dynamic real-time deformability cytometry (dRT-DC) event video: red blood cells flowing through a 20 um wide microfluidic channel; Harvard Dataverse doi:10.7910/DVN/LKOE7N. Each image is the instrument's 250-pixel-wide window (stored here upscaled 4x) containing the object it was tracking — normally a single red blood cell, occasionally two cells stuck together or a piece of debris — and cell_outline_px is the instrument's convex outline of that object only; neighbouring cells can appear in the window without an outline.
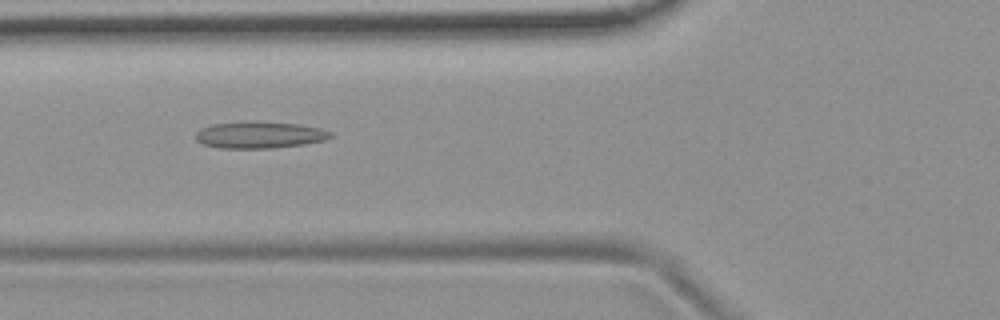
{"species": "common noctule bat (a hibernating species)", "species_latin": "Nyctalus noctula", "temperature_condition": "room temperature", "stored_images_in_passage": 41, "camera_frame_rate_fps": 3000, "um_per_image_px": 0.085, "animal": {"sex": "female", "body_mass_g": 19.9}, "frame": {"image": 1, "passage_image": 7, "time_ms": 2.0, "image_size_px": [1000, 320], "cell_outline_px": [[332, 136], [324, 140], [304, 144], [272, 148], [220, 148], [204, 144], [196, 140], [196, 132], [200, 128], [212, 124], [248, 120], [296, 124], [320, 128], [332, 132]], "centroid_in_image_um": [22.03, 11.45], "position_along_channel_um": 103.8, "area_um2": 21.1}}
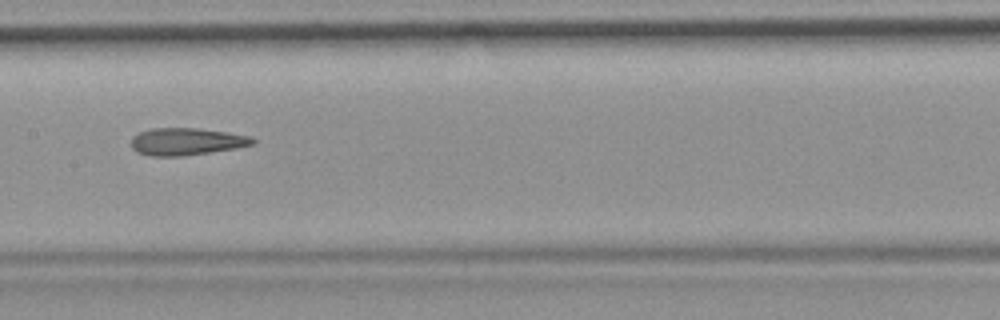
{"frame": {"image": 2, "passage_image": 14, "time_ms": 4.333, "image_size_px": [1000, 320], "cell_outline_px": [[256, 144], [236, 148], [184, 156], [152, 156], [136, 152], [132, 148], [132, 136], [140, 132], [152, 128], [196, 128], [252, 136], [256, 140]], "centroid_in_image_um": [15.86, 12.04], "position_along_channel_um": 191.5, "area_um2": 19.31}}
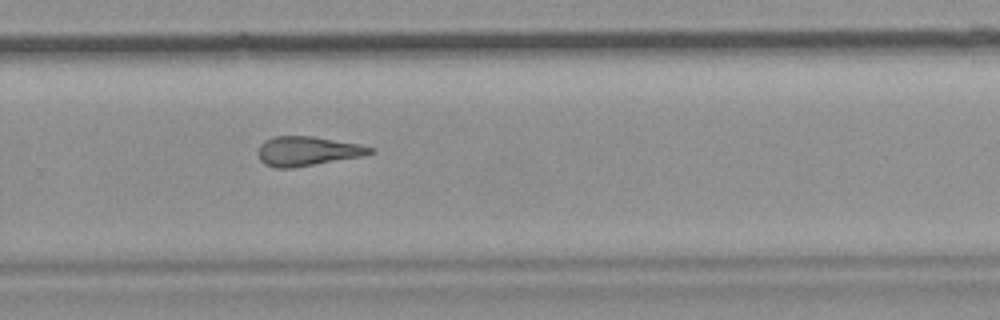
{"frame": {"image": 3, "passage_image": 23, "time_ms": 7.333, "image_size_px": [1000, 320], "cell_outline_px": [[376, 152], [364, 156], [292, 168], [276, 168], [264, 164], [260, 160], [256, 152], [260, 144], [264, 140], [272, 136], [312, 136], [360, 144], [376, 148]], "centroid_in_image_um": [26.13, 12.84], "position_along_channel_um": 303.7, "area_um2": 19.54}, "authors_computed_cell_mechanics": {"area_um2": 19.5364, "velocity_mm_per_s": 3.7561, "shape_relaxation_time_tau1_ms": null, "shape_relaxation_time_tau2_ms": 5.6075, "deformation_change_tau1": null, "deformation_change_tau2": 0.1964}}